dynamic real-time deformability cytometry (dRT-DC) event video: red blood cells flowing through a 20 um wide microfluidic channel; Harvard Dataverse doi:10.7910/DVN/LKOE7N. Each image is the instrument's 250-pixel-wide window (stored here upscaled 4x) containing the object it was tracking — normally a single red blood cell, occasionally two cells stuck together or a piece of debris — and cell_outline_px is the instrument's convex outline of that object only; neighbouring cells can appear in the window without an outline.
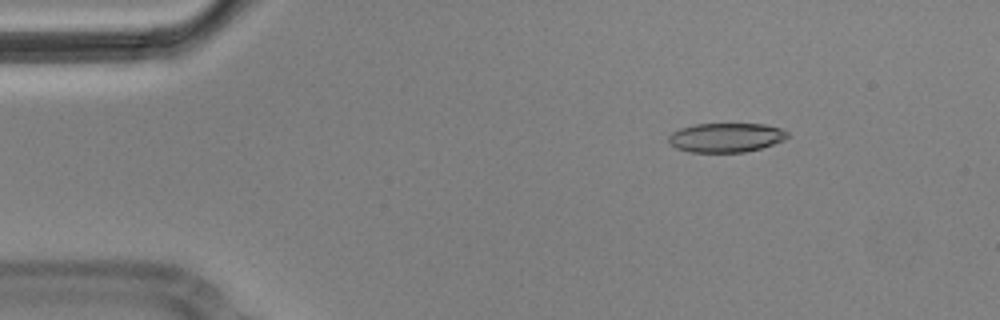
{"species": "Egyptian fruit bat (a non-hibernating species)", "species_latin": "Rousettus aegyptiacus", "temperature_condition": "cold", "stored_images_in_passage": 4, "camera_frame_rate_fps": 3000, "um_per_image_px": 0.085, "animal": {"sex": "male"}, "frame": {"image": 1, "passage_image": 2, "time_ms": 0.333, "image_size_px": [1000, 320], "cell_outline_px": [[788, 136], [784, 140], [760, 148], [744, 152], [688, 152], [676, 148], [668, 144], [668, 136], [672, 132], [680, 128], [696, 124], [764, 124], [780, 128], [788, 132]], "centroid_in_image_um": [61.67, 11.69], "position_along_channel_um": 23.3, "area_um2": 20.29}}
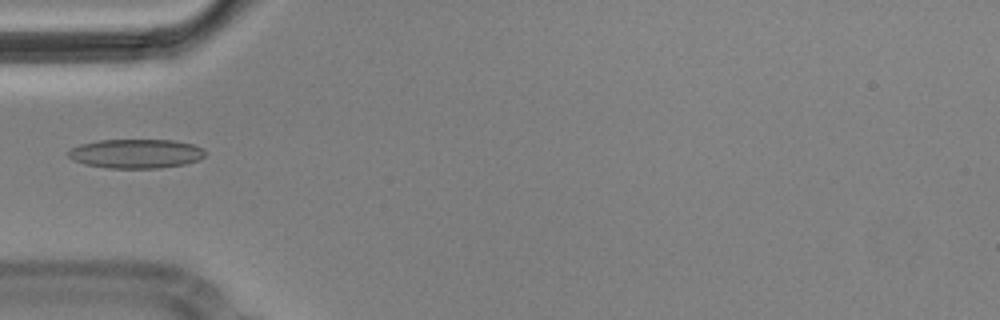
{"frame": {"image": 2, "passage_image": 4, "time_ms": 1.0, "image_size_px": [1000, 320], "cell_outline_px": [[204, 156], [200, 160], [184, 164], [160, 168], [108, 168], [84, 164], [72, 160], [68, 156], [68, 152], [72, 148], [80, 144], [100, 140], [176, 140], [192, 144], [200, 148], [204, 152]], "centroid_in_image_um": [11.54, 13.06], "position_along_channel_um": 73.5, "area_um2": 23.24}}